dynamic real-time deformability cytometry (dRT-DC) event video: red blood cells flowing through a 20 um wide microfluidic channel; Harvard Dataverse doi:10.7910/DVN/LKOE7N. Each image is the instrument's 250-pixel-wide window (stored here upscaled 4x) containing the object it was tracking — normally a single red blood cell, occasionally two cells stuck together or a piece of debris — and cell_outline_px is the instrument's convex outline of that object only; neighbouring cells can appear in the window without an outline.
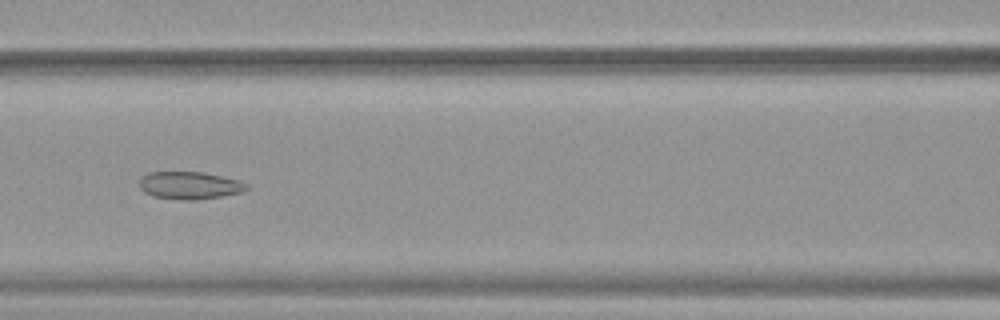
{"species": "common noctule bat (a hibernating species)", "species_latin": "Nyctalus noctula", "temperature_condition": "warm", "stored_images_in_passage": 37, "camera_frame_rate_fps": 3000, "um_per_image_px": 0.085, "animal": {"sex": "female", "body_mass_g": 19.9}, "frame": {"image": 1, "passage_image": 8, "time_ms": 2.333, "image_size_px": [1000, 320], "cell_outline_px": [[248, 188], [240, 192], [220, 196], [196, 200], [188, 200], [152, 196], [144, 192], [140, 188], [140, 176], [148, 172], [204, 172], [240, 180], [248, 184]], "centroid_in_image_um": [16.1, 15.74], "position_along_channel_um": 150.5, "area_um2": 17.17}}
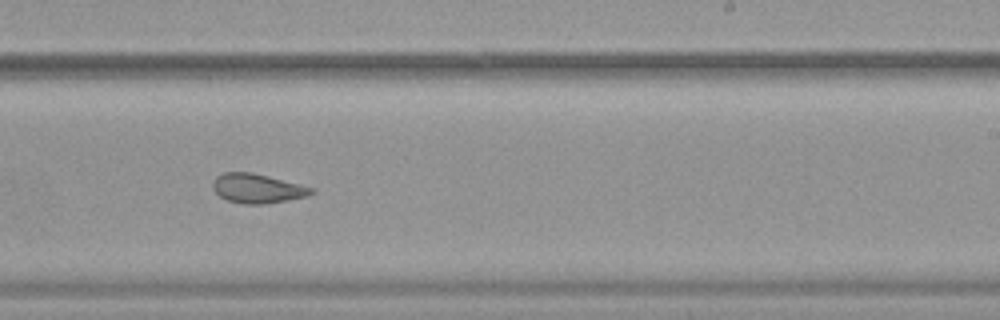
{"frame": {"image": 2, "passage_image": 17, "time_ms": 5.333, "image_size_px": [1000, 320], "cell_outline_px": [[316, 188], [308, 196], [288, 200], [264, 204], [244, 204], [228, 200], [220, 196], [212, 188], [212, 184], [216, 176], [224, 172], [252, 172]], "centroid_in_image_um": [21.88, 16.01], "position_along_channel_um": 267.1, "area_um2": 16.82}}
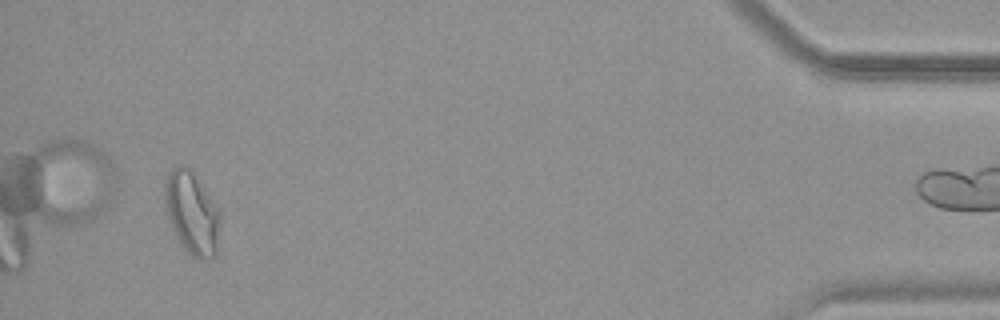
{"frame": {"image": 3, "passage_image": 34, "time_ms": 11.0, "image_size_px": [1000, 320], "cell_outline_px": [[220, 220], [216, 256], [200, 260], [192, 256], [188, 252], [176, 236], [172, 228], [164, 204], [164, 180], [168, 172], [172, 168], [180, 164], [184, 164], [192, 172], [204, 188], [220, 212]], "centroid_in_image_um": [16.29, 18.09], "position_along_channel_um": 418.9, "area_um2": 26.53}, "authors_computed_cell_mechanics": {"area_um2": 18.1492, "velocity_mm_per_s": 3.9056, "shape_relaxation_time_tau1_ms": null, "shape_relaxation_time_tau2_ms": 2.3714, "deformation_change_tau1": null, "deformation_change_tau2": 0.0974}}